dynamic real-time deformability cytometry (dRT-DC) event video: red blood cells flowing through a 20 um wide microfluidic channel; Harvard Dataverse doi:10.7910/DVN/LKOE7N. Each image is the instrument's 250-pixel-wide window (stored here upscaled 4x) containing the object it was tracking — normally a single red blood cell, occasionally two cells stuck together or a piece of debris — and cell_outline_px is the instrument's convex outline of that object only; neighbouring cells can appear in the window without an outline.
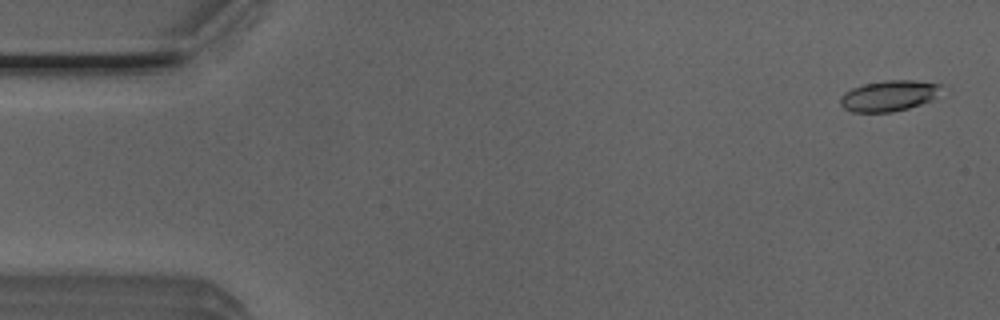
{"species": "Egyptian fruit bat (a non-hibernating species)", "species_latin": "Rousettus aegyptiacus", "temperature_condition": "room temperature", "stored_images_in_passage": 53, "segment_of_instrument_passage": [1, 2], "camera_frame_rate_fps": 3000, "um_per_image_px": 0.085, "animal": {"sex": "male"}, "frame": {"image": 1, "passage_image": 2, "time_ms": 0.333, "image_size_px": [1000, 320], "cell_outline_px": [[940, 84], [932, 96], [928, 100], [920, 104], [908, 108], [892, 112], [852, 112], [844, 108], [840, 104], [840, 96], [844, 92], [852, 88], [864, 84], [888, 80], [912, 80]], "centroid_in_image_um": [75.42, 8.15], "position_along_channel_um": 9.6, "area_um2": 17.57}}
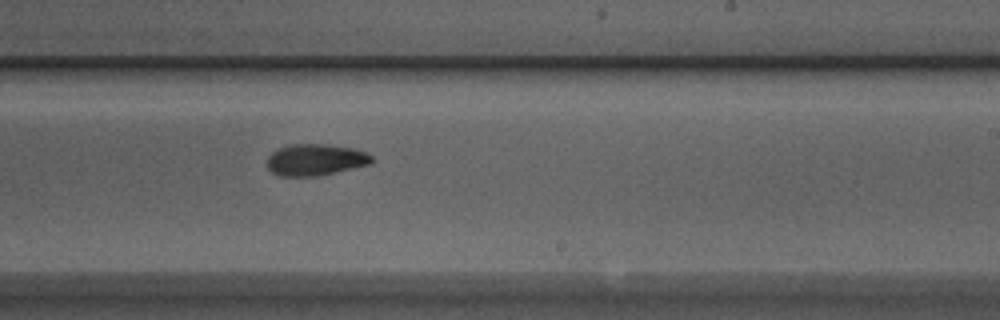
{"frame": {"image": 2, "passage_image": 31, "time_ms": 10.0, "image_size_px": [1000, 320], "cell_outline_px": [[372, 160], [368, 164], [352, 168], [312, 176], [280, 176], [272, 172], [268, 168], [268, 156], [276, 148], [292, 144], [324, 144], [352, 148], [364, 152], [372, 156]], "centroid_in_image_um": [26.75, 13.56], "position_along_channel_um": 262.3, "area_um2": 18.84}}
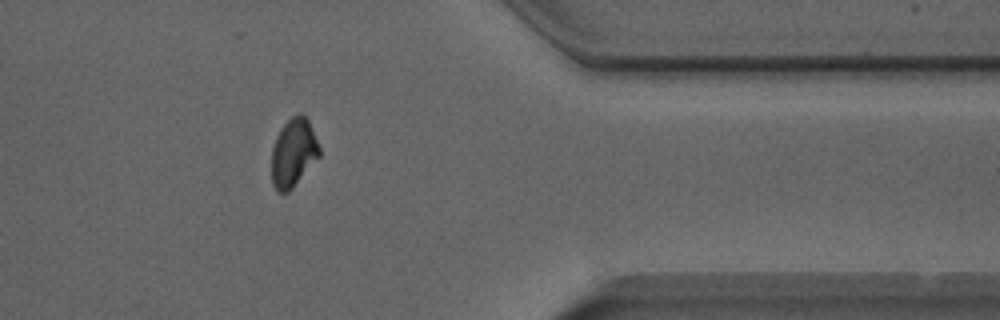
{"frame": {"image": 3, "passage_image": 42, "time_ms": 13.667, "image_size_px": [1000, 320], "cell_outline_px": [[320, 156], [292, 188], [288, 192], [276, 192], [272, 184], [272, 148], [276, 136], [280, 128], [292, 116], [300, 112], [308, 120], [320, 148]], "centroid_in_image_um": [24.93, 12.99], "position_along_channel_um": 386.5, "area_um2": 18.96}}